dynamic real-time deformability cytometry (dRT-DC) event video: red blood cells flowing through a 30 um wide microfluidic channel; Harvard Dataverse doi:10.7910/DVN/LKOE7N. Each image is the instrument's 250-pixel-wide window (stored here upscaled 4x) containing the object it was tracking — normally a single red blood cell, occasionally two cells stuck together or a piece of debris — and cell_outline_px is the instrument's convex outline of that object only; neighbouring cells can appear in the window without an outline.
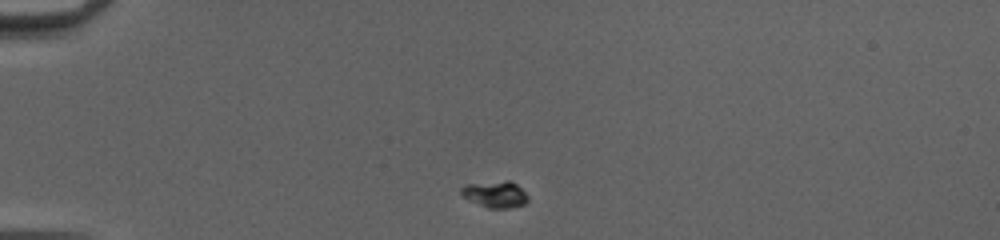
{"species": "common noctule bat (a hibernating species)", "species_latin": "Nyctalus noctula", "temperature_condition": "cold", "stored_images_in_passage": 40, "camera_frame_rate_fps": 3000, "um_per_image_px": 0.085, "animal": {"sex": "female", "body_mass_g": 20.0, "forearm_length_mm": 54.0}, "frame": {"image": 1, "passage_image": 1, "time_ms": 0.0, "image_size_px": [1000, 240], "cell_outline_px": [[528, 200], [524, 204], [508, 208], [488, 208], [464, 196], [460, 192], [460, 188], [464, 184], [508, 180], [516, 184], [528, 196]], "centroid_in_image_um": [42.09, 16.5], "position_along_channel_um": 42.9, "area_um2": 10.12}}
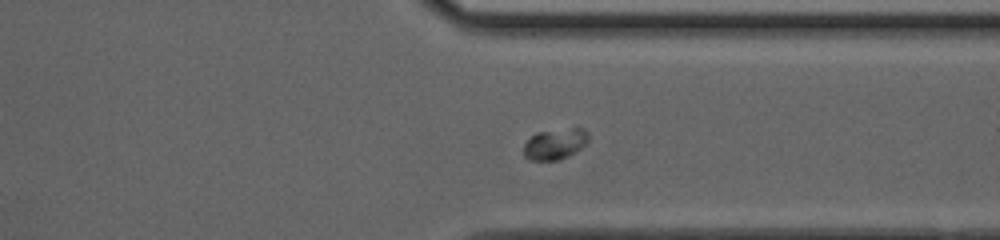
{"frame": {"image": 2, "passage_image": 29, "time_ms": 9.333, "image_size_px": [1000, 240], "cell_outline_px": [[588, 140], [576, 152], [560, 160], [528, 160], [524, 156], [524, 144], [536, 132], [572, 128], [584, 128], [588, 132]], "centroid_in_image_um": [47.17, 12.24], "position_along_channel_um": 364.2, "area_um2": 11.62}}
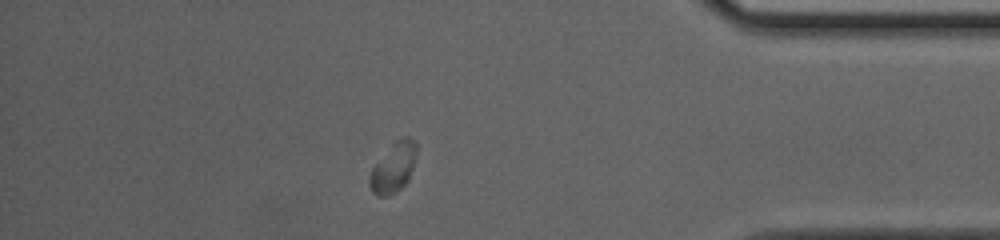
{"frame": {"image": 3, "passage_image": 34, "time_ms": 11.0, "image_size_px": [1000, 240], "cell_outline_px": [[416, 152], [412, 168], [408, 180], [396, 192], [388, 196], [376, 196], [372, 192], [368, 184], [368, 176], [372, 168], [396, 140], [400, 136], [408, 136], [416, 144]], "centroid_in_image_um": [33.41, 14.26], "position_along_channel_um": 401.8, "area_um2": 13.41}, "authors_computed_cell_mechanics": {"area_um2": 10.2017, "velocity_mm_per_s": 3.9216, "shape_relaxation_time_tau1_ms": null, "shape_relaxation_time_tau2_ms": 1.6083, "deformation_change_tau1": null, "deformation_change_tau2": null}}